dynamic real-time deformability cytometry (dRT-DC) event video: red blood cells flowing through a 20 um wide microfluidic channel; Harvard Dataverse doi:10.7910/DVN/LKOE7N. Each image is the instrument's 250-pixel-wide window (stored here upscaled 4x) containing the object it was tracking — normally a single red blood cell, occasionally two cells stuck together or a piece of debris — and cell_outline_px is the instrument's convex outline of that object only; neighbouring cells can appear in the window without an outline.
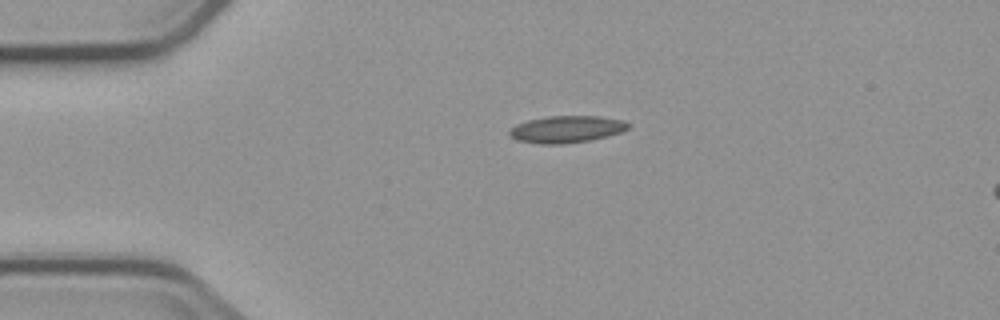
{"species": "common noctule bat (a hibernating species)", "species_latin": "Nyctalus noctula", "temperature_condition": "cold", "stored_images_in_passage": 3, "segment_of_instrument_passage": [1, 2], "camera_frame_rate_fps": 3000, "um_per_image_px": 0.085, "animal": {"sex": "male", "body_mass_g": 23.1, "forearm_length_mm": 52.7}, "frame": {"image": 1, "passage_image": 1, "time_ms": 0.0, "image_size_px": [1000, 320], "cell_outline_px": [[628, 128], [620, 132], [608, 136], [592, 140], [564, 144], [540, 144], [516, 140], [508, 136], [508, 132], [516, 124], [528, 120], [548, 116], [600, 116], [624, 120], [628, 124]], "centroid_in_image_um": [48.13, 10.99], "position_along_channel_um": 36.9, "area_um2": 18.79}}